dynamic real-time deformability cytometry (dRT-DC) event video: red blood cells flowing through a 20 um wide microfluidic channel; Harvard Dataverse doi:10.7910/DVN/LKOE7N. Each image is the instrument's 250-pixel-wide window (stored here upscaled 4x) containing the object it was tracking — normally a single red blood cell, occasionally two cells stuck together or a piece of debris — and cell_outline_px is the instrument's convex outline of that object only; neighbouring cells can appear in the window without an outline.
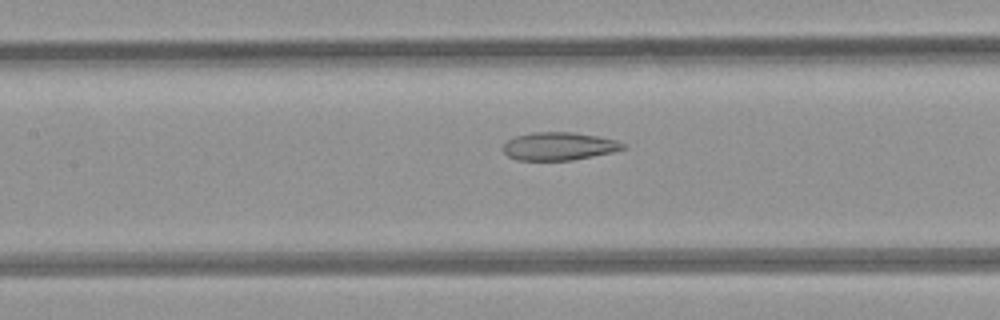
{"species": "common noctule bat (a hibernating species)", "species_latin": "Nyctalus noctula", "temperature_condition": "room temperature", "stored_images_in_passage": 7, "camera_frame_rate_fps": 3000, "um_per_image_px": 0.085, "animal": {"sex": "female", "body_mass_g": 21.9}, "frame": {"image": 1, "passage_image": 5, "time_ms": 5.667, "image_size_px": [1000, 320], "cell_outline_px": [[624, 148], [612, 152], [572, 160], [516, 160], [508, 156], [500, 148], [508, 140], [516, 136], [532, 132], [572, 132], [596, 136], [616, 140], [624, 144]], "centroid_in_image_um": [47.45, 12.43], "position_along_channel_um": 159.9, "area_um2": 19.42}}
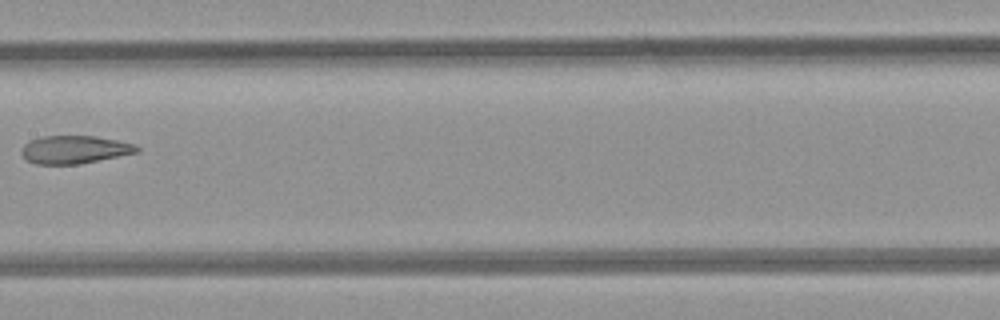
{"frame": {"image": 2, "passage_image": 6, "time_ms": 6.667, "image_size_px": [1000, 320], "cell_outline_px": [[140, 152], [76, 164], [36, 164], [28, 160], [20, 152], [24, 144], [28, 140], [44, 136], [96, 136], [136, 144], [140, 148]], "centroid_in_image_um": [6.34, 12.7], "position_along_channel_um": 201.1, "area_um2": 18.73}}
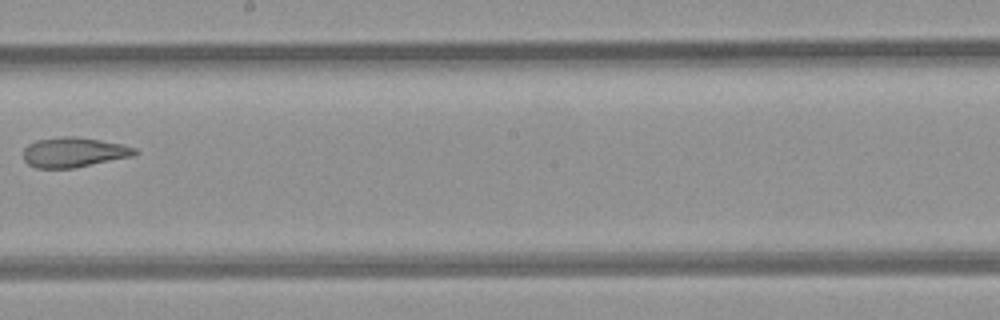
{"frame": {"image": 3, "passage_image": 7, "time_ms": 7.667, "image_size_px": [1000, 320], "cell_outline_px": [[140, 152], [136, 156], [76, 168], [36, 168], [28, 164], [24, 160], [24, 148], [28, 144], [36, 140], [64, 136], [76, 136], [124, 144], [136, 148]], "centroid_in_image_um": [6.34, 12.95], "position_along_channel_um": 241.9, "area_um2": 19.83}}